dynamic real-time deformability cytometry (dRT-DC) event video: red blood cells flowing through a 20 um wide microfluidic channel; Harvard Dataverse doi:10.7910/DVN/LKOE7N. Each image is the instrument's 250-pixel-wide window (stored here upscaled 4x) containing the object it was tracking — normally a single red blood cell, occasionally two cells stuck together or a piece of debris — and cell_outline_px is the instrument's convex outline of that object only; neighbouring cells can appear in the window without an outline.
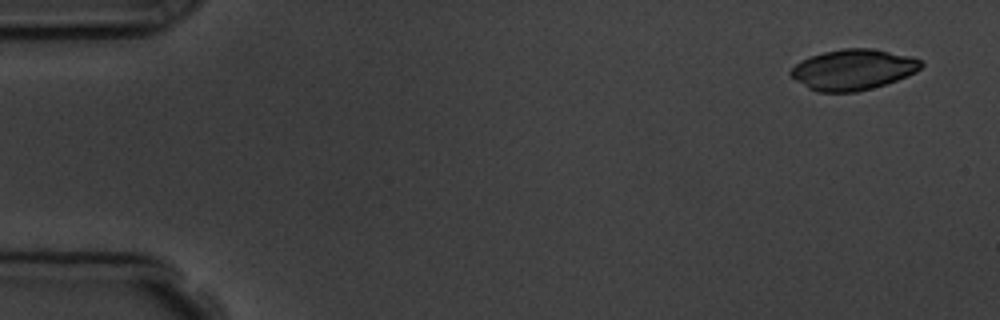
{"species": "common noctule bat (a hibernating species)", "species_latin": "Nyctalus noctula", "temperature_condition": "room temperature", "stored_images_in_passage": 3, "camera_frame_rate_fps": 3000, "um_per_image_px": 0.085, "animal": {"sex": "male", "body_mass_g": 19.5, "forearm_length_mm": 54.6}, "frame": {"image": 1, "passage_image": 1, "time_ms": 0.0, "image_size_px": [1000, 320], "cell_outline_px": [[924, 64], [916, 72], [908, 76], [872, 88], [856, 92], [816, 92], [808, 88], [796, 80], [788, 72], [800, 60], [824, 52], [844, 48], [872, 48], [908, 56], [920, 60]], "centroid_in_image_um": [72.5, 5.92], "position_along_channel_um": 12.5, "area_um2": 30.69}}